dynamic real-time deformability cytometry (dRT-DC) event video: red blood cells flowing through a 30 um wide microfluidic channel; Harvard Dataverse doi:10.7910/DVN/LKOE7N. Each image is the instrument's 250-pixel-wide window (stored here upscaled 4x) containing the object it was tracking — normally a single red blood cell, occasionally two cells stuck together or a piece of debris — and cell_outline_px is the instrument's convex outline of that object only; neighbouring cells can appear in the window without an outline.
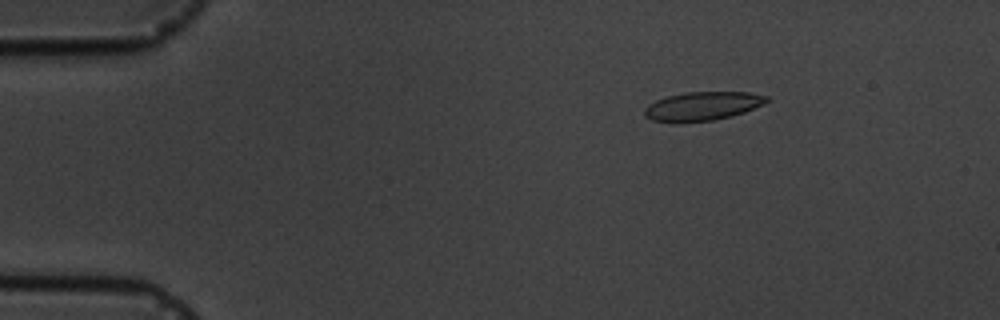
{"species": "common noctule bat (a hibernating species)", "species_latin": "Nyctalus noctula", "temperature_condition": "cold", "stored_images_in_passage": 3, "camera_frame_rate_fps": 3000, "um_per_image_px": 0.085, "animal": {"sex": "male", "body_mass_g": 19.5, "forearm_length_mm": 54.6}, "frame": {"image": 1, "passage_image": 1, "time_ms": 0.0, "image_size_px": [1000, 320], "cell_outline_px": [[772, 100], [764, 104], [744, 112], [732, 116], [712, 120], [676, 124], [672, 124], [652, 120], [644, 116], [644, 108], [648, 104], [656, 100], [668, 96], [684, 92], [748, 92], [768, 96]], "centroid_in_image_um": [59.69, 9.04], "position_along_channel_um": 25.3, "area_um2": 20.92}}